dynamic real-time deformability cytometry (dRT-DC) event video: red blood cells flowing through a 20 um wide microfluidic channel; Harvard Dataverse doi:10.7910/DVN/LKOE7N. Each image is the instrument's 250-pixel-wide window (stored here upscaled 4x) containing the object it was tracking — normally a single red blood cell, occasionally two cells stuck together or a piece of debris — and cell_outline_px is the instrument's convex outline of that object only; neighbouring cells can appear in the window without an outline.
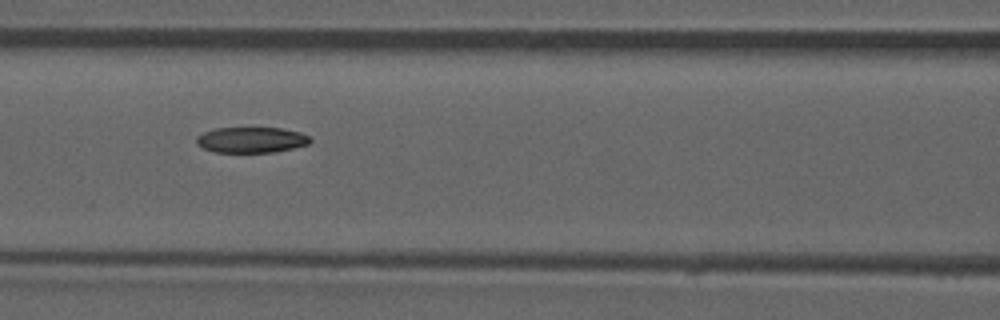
{"species": "common noctule bat (a hibernating species)", "species_latin": "Nyctalus noctula", "temperature_condition": "room temperature", "stored_images_in_passage": 52, "camera_frame_rate_fps": 3000, "um_per_image_px": 0.085, "animal": {"sex": "male", "forearm_length_mm": 52.5}, "frame": {"image": 1, "passage_image": 23, "time_ms": 7.333, "image_size_px": [1000, 320], "cell_outline_px": [[312, 140], [308, 144], [292, 148], [272, 152], [216, 152], [204, 148], [196, 144], [196, 136], [204, 132], [216, 128], [284, 128], [300, 132], [308, 136]], "centroid_in_image_um": [21.35, 11.88], "position_along_channel_um": 145.2, "area_um2": 16.94}, "authors_computed_cell_mechanics": {"area_um2": 18.1203, "velocity_mm_per_s": 3.9483, "shape_relaxation_time_tau1_ms": 9.1577, "shape_relaxation_time_tau2_ms": 5.6799, "deformation_change_tau1": 0.2259, "deformation_change_tau2": 0.1098}}